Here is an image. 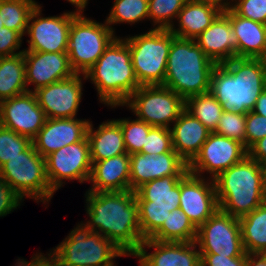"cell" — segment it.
Returning a JSON list of instances; mask_svg holds the SVG:
<instances>
[{
	"mask_svg": "<svg viewBox=\"0 0 266 266\" xmlns=\"http://www.w3.org/2000/svg\"><path fill=\"white\" fill-rule=\"evenodd\" d=\"M49 252L46 257L40 252L34 254L31 262L19 258L14 266H59L58 259Z\"/></svg>",
	"mask_w": 266,
	"mask_h": 266,
	"instance_id": "f6af8a7d",
	"label": "cell"
},
{
	"mask_svg": "<svg viewBox=\"0 0 266 266\" xmlns=\"http://www.w3.org/2000/svg\"><path fill=\"white\" fill-rule=\"evenodd\" d=\"M90 120L74 118H47L44 126L32 140L35 150L46 157L60 148L82 141L87 136Z\"/></svg>",
	"mask_w": 266,
	"mask_h": 266,
	"instance_id": "7402d4cb",
	"label": "cell"
},
{
	"mask_svg": "<svg viewBox=\"0 0 266 266\" xmlns=\"http://www.w3.org/2000/svg\"><path fill=\"white\" fill-rule=\"evenodd\" d=\"M188 164L177 152L159 155L134 153L130 155V190L135 191L144 183L164 176H184Z\"/></svg>",
	"mask_w": 266,
	"mask_h": 266,
	"instance_id": "ffe728a7",
	"label": "cell"
},
{
	"mask_svg": "<svg viewBox=\"0 0 266 266\" xmlns=\"http://www.w3.org/2000/svg\"><path fill=\"white\" fill-rule=\"evenodd\" d=\"M46 119L34 92L0 102V125L31 140L44 126Z\"/></svg>",
	"mask_w": 266,
	"mask_h": 266,
	"instance_id": "e0dca14e",
	"label": "cell"
},
{
	"mask_svg": "<svg viewBox=\"0 0 266 266\" xmlns=\"http://www.w3.org/2000/svg\"><path fill=\"white\" fill-rule=\"evenodd\" d=\"M122 106L152 127L170 128L185 110V100L164 85H143Z\"/></svg>",
	"mask_w": 266,
	"mask_h": 266,
	"instance_id": "8fae6325",
	"label": "cell"
},
{
	"mask_svg": "<svg viewBox=\"0 0 266 266\" xmlns=\"http://www.w3.org/2000/svg\"><path fill=\"white\" fill-rule=\"evenodd\" d=\"M4 25H3V22L1 21V15H0V30H1V28L3 27Z\"/></svg>",
	"mask_w": 266,
	"mask_h": 266,
	"instance_id": "db71d44e",
	"label": "cell"
},
{
	"mask_svg": "<svg viewBox=\"0 0 266 266\" xmlns=\"http://www.w3.org/2000/svg\"><path fill=\"white\" fill-rule=\"evenodd\" d=\"M82 75L72 77L38 88L34 91L39 106L46 118H74L82 98Z\"/></svg>",
	"mask_w": 266,
	"mask_h": 266,
	"instance_id": "ac0fdd59",
	"label": "cell"
},
{
	"mask_svg": "<svg viewBox=\"0 0 266 266\" xmlns=\"http://www.w3.org/2000/svg\"><path fill=\"white\" fill-rule=\"evenodd\" d=\"M172 125L173 127L169 129L173 149L189 164L199 153L212 131L187 110H184Z\"/></svg>",
	"mask_w": 266,
	"mask_h": 266,
	"instance_id": "d4e9b609",
	"label": "cell"
},
{
	"mask_svg": "<svg viewBox=\"0 0 266 266\" xmlns=\"http://www.w3.org/2000/svg\"><path fill=\"white\" fill-rule=\"evenodd\" d=\"M264 167V185H265V198H266V164L263 165Z\"/></svg>",
	"mask_w": 266,
	"mask_h": 266,
	"instance_id": "816d5d0a",
	"label": "cell"
},
{
	"mask_svg": "<svg viewBox=\"0 0 266 266\" xmlns=\"http://www.w3.org/2000/svg\"><path fill=\"white\" fill-rule=\"evenodd\" d=\"M90 192L130 190V155L121 154L101 161H91Z\"/></svg>",
	"mask_w": 266,
	"mask_h": 266,
	"instance_id": "cb8c5ba5",
	"label": "cell"
},
{
	"mask_svg": "<svg viewBox=\"0 0 266 266\" xmlns=\"http://www.w3.org/2000/svg\"><path fill=\"white\" fill-rule=\"evenodd\" d=\"M90 122L87 138L90 144L91 161H101L121 154H127L120 124L114 120L102 122L97 130Z\"/></svg>",
	"mask_w": 266,
	"mask_h": 266,
	"instance_id": "4316f807",
	"label": "cell"
},
{
	"mask_svg": "<svg viewBox=\"0 0 266 266\" xmlns=\"http://www.w3.org/2000/svg\"><path fill=\"white\" fill-rule=\"evenodd\" d=\"M32 144V140L0 125V167L18 156Z\"/></svg>",
	"mask_w": 266,
	"mask_h": 266,
	"instance_id": "74e56055",
	"label": "cell"
},
{
	"mask_svg": "<svg viewBox=\"0 0 266 266\" xmlns=\"http://www.w3.org/2000/svg\"><path fill=\"white\" fill-rule=\"evenodd\" d=\"M182 177L164 176L144 183L135 190L139 227L144 240L163 225L170 211L179 209Z\"/></svg>",
	"mask_w": 266,
	"mask_h": 266,
	"instance_id": "52a82bcc",
	"label": "cell"
},
{
	"mask_svg": "<svg viewBox=\"0 0 266 266\" xmlns=\"http://www.w3.org/2000/svg\"><path fill=\"white\" fill-rule=\"evenodd\" d=\"M25 80L28 92L62 81L76 74L69 63L67 52L23 51ZM35 85L30 89L29 85Z\"/></svg>",
	"mask_w": 266,
	"mask_h": 266,
	"instance_id": "d6986e66",
	"label": "cell"
},
{
	"mask_svg": "<svg viewBox=\"0 0 266 266\" xmlns=\"http://www.w3.org/2000/svg\"><path fill=\"white\" fill-rule=\"evenodd\" d=\"M201 266H246L247 253L239 257H227L219 254H200Z\"/></svg>",
	"mask_w": 266,
	"mask_h": 266,
	"instance_id": "ee69618b",
	"label": "cell"
},
{
	"mask_svg": "<svg viewBox=\"0 0 266 266\" xmlns=\"http://www.w3.org/2000/svg\"><path fill=\"white\" fill-rule=\"evenodd\" d=\"M197 45L216 64L238 58V38L229 20V6L196 39Z\"/></svg>",
	"mask_w": 266,
	"mask_h": 266,
	"instance_id": "603a6c76",
	"label": "cell"
},
{
	"mask_svg": "<svg viewBox=\"0 0 266 266\" xmlns=\"http://www.w3.org/2000/svg\"><path fill=\"white\" fill-rule=\"evenodd\" d=\"M261 59L263 60L264 67H265V70H266V52H265V55Z\"/></svg>",
	"mask_w": 266,
	"mask_h": 266,
	"instance_id": "f5cc1de1",
	"label": "cell"
},
{
	"mask_svg": "<svg viewBox=\"0 0 266 266\" xmlns=\"http://www.w3.org/2000/svg\"><path fill=\"white\" fill-rule=\"evenodd\" d=\"M248 155L244 145L226 136L211 132L199 153L188 164V172L200 177L209 173L214 180L232 165L241 162Z\"/></svg>",
	"mask_w": 266,
	"mask_h": 266,
	"instance_id": "9a60e30c",
	"label": "cell"
},
{
	"mask_svg": "<svg viewBox=\"0 0 266 266\" xmlns=\"http://www.w3.org/2000/svg\"><path fill=\"white\" fill-rule=\"evenodd\" d=\"M185 110L212 132L216 130L224 111L222 105L210 92L189 97L185 100Z\"/></svg>",
	"mask_w": 266,
	"mask_h": 266,
	"instance_id": "1f68e13d",
	"label": "cell"
},
{
	"mask_svg": "<svg viewBox=\"0 0 266 266\" xmlns=\"http://www.w3.org/2000/svg\"><path fill=\"white\" fill-rule=\"evenodd\" d=\"M0 177L22 198L48 203L55 191L46 174V160L34 148L33 143L18 156L0 167Z\"/></svg>",
	"mask_w": 266,
	"mask_h": 266,
	"instance_id": "30bf717a",
	"label": "cell"
},
{
	"mask_svg": "<svg viewBox=\"0 0 266 266\" xmlns=\"http://www.w3.org/2000/svg\"><path fill=\"white\" fill-rule=\"evenodd\" d=\"M153 248L147 253L145 248ZM194 242H161L145 239L134 253L140 266H201V255Z\"/></svg>",
	"mask_w": 266,
	"mask_h": 266,
	"instance_id": "44dd1931",
	"label": "cell"
},
{
	"mask_svg": "<svg viewBox=\"0 0 266 266\" xmlns=\"http://www.w3.org/2000/svg\"><path fill=\"white\" fill-rule=\"evenodd\" d=\"M266 84L261 58H233L213 69L210 93L224 110L247 113L254 109Z\"/></svg>",
	"mask_w": 266,
	"mask_h": 266,
	"instance_id": "7a4b0ae2",
	"label": "cell"
},
{
	"mask_svg": "<svg viewBox=\"0 0 266 266\" xmlns=\"http://www.w3.org/2000/svg\"><path fill=\"white\" fill-rule=\"evenodd\" d=\"M248 156L262 165L266 164V136L248 149Z\"/></svg>",
	"mask_w": 266,
	"mask_h": 266,
	"instance_id": "bcb514c9",
	"label": "cell"
},
{
	"mask_svg": "<svg viewBox=\"0 0 266 266\" xmlns=\"http://www.w3.org/2000/svg\"><path fill=\"white\" fill-rule=\"evenodd\" d=\"M219 210L241 218L266 202L264 167L248 155L214 180Z\"/></svg>",
	"mask_w": 266,
	"mask_h": 266,
	"instance_id": "277c9868",
	"label": "cell"
},
{
	"mask_svg": "<svg viewBox=\"0 0 266 266\" xmlns=\"http://www.w3.org/2000/svg\"><path fill=\"white\" fill-rule=\"evenodd\" d=\"M266 136V117L249 111L246 113L245 148Z\"/></svg>",
	"mask_w": 266,
	"mask_h": 266,
	"instance_id": "60d3db41",
	"label": "cell"
},
{
	"mask_svg": "<svg viewBox=\"0 0 266 266\" xmlns=\"http://www.w3.org/2000/svg\"><path fill=\"white\" fill-rule=\"evenodd\" d=\"M96 87L99 101L111 108L122 106L139 88L126 40L116 37L97 62L83 74Z\"/></svg>",
	"mask_w": 266,
	"mask_h": 266,
	"instance_id": "3957f363",
	"label": "cell"
},
{
	"mask_svg": "<svg viewBox=\"0 0 266 266\" xmlns=\"http://www.w3.org/2000/svg\"><path fill=\"white\" fill-rule=\"evenodd\" d=\"M195 2L208 3L221 8L223 11L230 5V0H191Z\"/></svg>",
	"mask_w": 266,
	"mask_h": 266,
	"instance_id": "681fc988",
	"label": "cell"
},
{
	"mask_svg": "<svg viewBox=\"0 0 266 266\" xmlns=\"http://www.w3.org/2000/svg\"><path fill=\"white\" fill-rule=\"evenodd\" d=\"M26 92L23 53L0 57V102Z\"/></svg>",
	"mask_w": 266,
	"mask_h": 266,
	"instance_id": "f1b7e54d",
	"label": "cell"
},
{
	"mask_svg": "<svg viewBox=\"0 0 266 266\" xmlns=\"http://www.w3.org/2000/svg\"><path fill=\"white\" fill-rule=\"evenodd\" d=\"M67 1L80 10H84L88 3V0H67Z\"/></svg>",
	"mask_w": 266,
	"mask_h": 266,
	"instance_id": "f907efd6",
	"label": "cell"
},
{
	"mask_svg": "<svg viewBox=\"0 0 266 266\" xmlns=\"http://www.w3.org/2000/svg\"><path fill=\"white\" fill-rule=\"evenodd\" d=\"M50 251L58 259L59 265L67 266H112L116 257L134 256L126 254L112 240L85 230L79 223Z\"/></svg>",
	"mask_w": 266,
	"mask_h": 266,
	"instance_id": "8992f818",
	"label": "cell"
},
{
	"mask_svg": "<svg viewBox=\"0 0 266 266\" xmlns=\"http://www.w3.org/2000/svg\"><path fill=\"white\" fill-rule=\"evenodd\" d=\"M81 10L72 20L69 29L68 57L76 74H85L117 37L109 25L83 15Z\"/></svg>",
	"mask_w": 266,
	"mask_h": 266,
	"instance_id": "9c48e42d",
	"label": "cell"
},
{
	"mask_svg": "<svg viewBox=\"0 0 266 266\" xmlns=\"http://www.w3.org/2000/svg\"><path fill=\"white\" fill-rule=\"evenodd\" d=\"M187 0H148V17L153 28L170 29ZM157 25V26H156Z\"/></svg>",
	"mask_w": 266,
	"mask_h": 266,
	"instance_id": "e575fe53",
	"label": "cell"
},
{
	"mask_svg": "<svg viewBox=\"0 0 266 266\" xmlns=\"http://www.w3.org/2000/svg\"><path fill=\"white\" fill-rule=\"evenodd\" d=\"M246 114L224 110L218 122L215 133L242 143L245 147Z\"/></svg>",
	"mask_w": 266,
	"mask_h": 266,
	"instance_id": "8d00e7d4",
	"label": "cell"
},
{
	"mask_svg": "<svg viewBox=\"0 0 266 266\" xmlns=\"http://www.w3.org/2000/svg\"><path fill=\"white\" fill-rule=\"evenodd\" d=\"M222 11L208 3L187 0L177 17L179 28L173 25L169 30L174 36L195 40Z\"/></svg>",
	"mask_w": 266,
	"mask_h": 266,
	"instance_id": "484cf974",
	"label": "cell"
},
{
	"mask_svg": "<svg viewBox=\"0 0 266 266\" xmlns=\"http://www.w3.org/2000/svg\"><path fill=\"white\" fill-rule=\"evenodd\" d=\"M216 65L195 40L180 38L171 33L163 85L184 100L210 92L211 76Z\"/></svg>",
	"mask_w": 266,
	"mask_h": 266,
	"instance_id": "5b68a950",
	"label": "cell"
},
{
	"mask_svg": "<svg viewBox=\"0 0 266 266\" xmlns=\"http://www.w3.org/2000/svg\"><path fill=\"white\" fill-rule=\"evenodd\" d=\"M197 227L179 208L169 212L163 225L149 238L161 242H194Z\"/></svg>",
	"mask_w": 266,
	"mask_h": 266,
	"instance_id": "4dcf8cb0",
	"label": "cell"
},
{
	"mask_svg": "<svg viewBox=\"0 0 266 266\" xmlns=\"http://www.w3.org/2000/svg\"><path fill=\"white\" fill-rule=\"evenodd\" d=\"M23 198L0 177V217L13 212L21 205Z\"/></svg>",
	"mask_w": 266,
	"mask_h": 266,
	"instance_id": "7bdbcfd3",
	"label": "cell"
},
{
	"mask_svg": "<svg viewBox=\"0 0 266 266\" xmlns=\"http://www.w3.org/2000/svg\"><path fill=\"white\" fill-rule=\"evenodd\" d=\"M246 266H266V254L247 253Z\"/></svg>",
	"mask_w": 266,
	"mask_h": 266,
	"instance_id": "7dc6e473",
	"label": "cell"
},
{
	"mask_svg": "<svg viewBox=\"0 0 266 266\" xmlns=\"http://www.w3.org/2000/svg\"><path fill=\"white\" fill-rule=\"evenodd\" d=\"M115 120L121 126L127 154L139 153L152 126L138 118L133 120L129 118Z\"/></svg>",
	"mask_w": 266,
	"mask_h": 266,
	"instance_id": "d590c367",
	"label": "cell"
},
{
	"mask_svg": "<svg viewBox=\"0 0 266 266\" xmlns=\"http://www.w3.org/2000/svg\"><path fill=\"white\" fill-rule=\"evenodd\" d=\"M22 40V36L17 31L3 26L0 30V57L23 53L24 50L18 51L21 47Z\"/></svg>",
	"mask_w": 266,
	"mask_h": 266,
	"instance_id": "b9f144b4",
	"label": "cell"
},
{
	"mask_svg": "<svg viewBox=\"0 0 266 266\" xmlns=\"http://www.w3.org/2000/svg\"><path fill=\"white\" fill-rule=\"evenodd\" d=\"M229 7L239 16L266 25V0H230ZM234 2V3H233Z\"/></svg>",
	"mask_w": 266,
	"mask_h": 266,
	"instance_id": "ab89813d",
	"label": "cell"
},
{
	"mask_svg": "<svg viewBox=\"0 0 266 266\" xmlns=\"http://www.w3.org/2000/svg\"><path fill=\"white\" fill-rule=\"evenodd\" d=\"M65 12L60 16L42 17L39 4L33 9L28 20L26 33L30 37L29 47L24 51L67 52L69 29L73 18L81 11Z\"/></svg>",
	"mask_w": 266,
	"mask_h": 266,
	"instance_id": "4fadbf2b",
	"label": "cell"
},
{
	"mask_svg": "<svg viewBox=\"0 0 266 266\" xmlns=\"http://www.w3.org/2000/svg\"><path fill=\"white\" fill-rule=\"evenodd\" d=\"M46 174L51 188L56 192L65 182L78 180L89 182L92 162L87 136L79 142L69 144L45 157Z\"/></svg>",
	"mask_w": 266,
	"mask_h": 266,
	"instance_id": "5bb4252c",
	"label": "cell"
},
{
	"mask_svg": "<svg viewBox=\"0 0 266 266\" xmlns=\"http://www.w3.org/2000/svg\"><path fill=\"white\" fill-rule=\"evenodd\" d=\"M148 17V0H115L105 22L111 25L120 23L135 24Z\"/></svg>",
	"mask_w": 266,
	"mask_h": 266,
	"instance_id": "836d02e7",
	"label": "cell"
},
{
	"mask_svg": "<svg viewBox=\"0 0 266 266\" xmlns=\"http://www.w3.org/2000/svg\"><path fill=\"white\" fill-rule=\"evenodd\" d=\"M252 111L266 117V93L264 91L259 95Z\"/></svg>",
	"mask_w": 266,
	"mask_h": 266,
	"instance_id": "c3c4849f",
	"label": "cell"
},
{
	"mask_svg": "<svg viewBox=\"0 0 266 266\" xmlns=\"http://www.w3.org/2000/svg\"><path fill=\"white\" fill-rule=\"evenodd\" d=\"M195 243L200 254L239 257L246 253L239 218L219 209L197 228Z\"/></svg>",
	"mask_w": 266,
	"mask_h": 266,
	"instance_id": "7c38bea8",
	"label": "cell"
},
{
	"mask_svg": "<svg viewBox=\"0 0 266 266\" xmlns=\"http://www.w3.org/2000/svg\"><path fill=\"white\" fill-rule=\"evenodd\" d=\"M246 253L266 254V202L239 218Z\"/></svg>",
	"mask_w": 266,
	"mask_h": 266,
	"instance_id": "f546056e",
	"label": "cell"
},
{
	"mask_svg": "<svg viewBox=\"0 0 266 266\" xmlns=\"http://www.w3.org/2000/svg\"><path fill=\"white\" fill-rule=\"evenodd\" d=\"M38 3L35 0H0V15L3 25L25 35L31 12Z\"/></svg>",
	"mask_w": 266,
	"mask_h": 266,
	"instance_id": "d6a6232c",
	"label": "cell"
},
{
	"mask_svg": "<svg viewBox=\"0 0 266 266\" xmlns=\"http://www.w3.org/2000/svg\"><path fill=\"white\" fill-rule=\"evenodd\" d=\"M85 197L90 219L79 225L112 240L126 254H134L144 241L135 191H86Z\"/></svg>",
	"mask_w": 266,
	"mask_h": 266,
	"instance_id": "6da1fadb",
	"label": "cell"
},
{
	"mask_svg": "<svg viewBox=\"0 0 266 266\" xmlns=\"http://www.w3.org/2000/svg\"><path fill=\"white\" fill-rule=\"evenodd\" d=\"M229 20L238 38V58H262L266 52V25L241 17L230 7Z\"/></svg>",
	"mask_w": 266,
	"mask_h": 266,
	"instance_id": "83f0119b",
	"label": "cell"
},
{
	"mask_svg": "<svg viewBox=\"0 0 266 266\" xmlns=\"http://www.w3.org/2000/svg\"><path fill=\"white\" fill-rule=\"evenodd\" d=\"M129 46L132 65L141 86L163 85L171 47L169 29H150L147 33L124 38Z\"/></svg>",
	"mask_w": 266,
	"mask_h": 266,
	"instance_id": "ba28073f",
	"label": "cell"
},
{
	"mask_svg": "<svg viewBox=\"0 0 266 266\" xmlns=\"http://www.w3.org/2000/svg\"><path fill=\"white\" fill-rule=\"evenodd\" d=\"M179 208L198 228L218 209L214 181L187 172L180 180Z\"/></svg>",
	"mask_w": 266,
	"mask_h": 266,
	"instance_id": "2e32d148",
	"label": "cell"
},
{
	"mask_svg": "<svg viewBox=\"0 0 266 266\" xmlns=\"http://www.w3.org/2000/svg\"><path fill=\"white\" fill-rule=\"evenodd\" d=\"M166 152H176L172 146L171 131L169 128L152 127L146 136L145 144L139 153L159 155Z\"/></svg>",
	"mask_w": 266,
	"mask_h": 266,
	"instance_id": "f35d334b",
	"label": "cell"
}]
</instances>
